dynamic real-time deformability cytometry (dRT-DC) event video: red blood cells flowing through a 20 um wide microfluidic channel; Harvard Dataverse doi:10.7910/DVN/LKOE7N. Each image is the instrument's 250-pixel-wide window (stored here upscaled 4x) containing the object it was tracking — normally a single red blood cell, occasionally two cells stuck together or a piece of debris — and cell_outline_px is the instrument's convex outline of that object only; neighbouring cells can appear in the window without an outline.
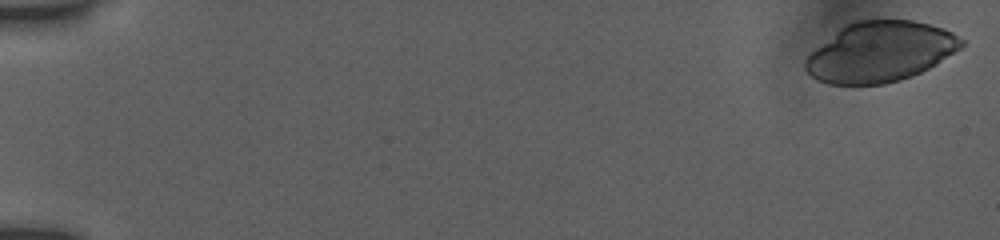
{"species": "human", "species_latin": "Homo sapiens", "temperature_condition": "room temperature", "stored_images_in_passage": 50, "camera_frame_rate_fps": 3000, "um_per_image_px": 0.085, "donor": {"sex": "female"}, "frame": {"image": 1, "passage_image": 1, "time_ms": 0.0, "image_size_px": [1000, 240], "cell_outline_px": [[968, 44], [936, 64], [912, 76], [900, 80], [884, 84], [828, 84], [816, 80], [804, 68], [804, 60], [816, 48], [840, 28], [856, 20], [912, 20], [944, 28], [952, 32], [964, 40]], "centroid_in_image_um": [74.84, 4.41], "position_along_channel_um": 10.2, "area_um2": 54.62}}